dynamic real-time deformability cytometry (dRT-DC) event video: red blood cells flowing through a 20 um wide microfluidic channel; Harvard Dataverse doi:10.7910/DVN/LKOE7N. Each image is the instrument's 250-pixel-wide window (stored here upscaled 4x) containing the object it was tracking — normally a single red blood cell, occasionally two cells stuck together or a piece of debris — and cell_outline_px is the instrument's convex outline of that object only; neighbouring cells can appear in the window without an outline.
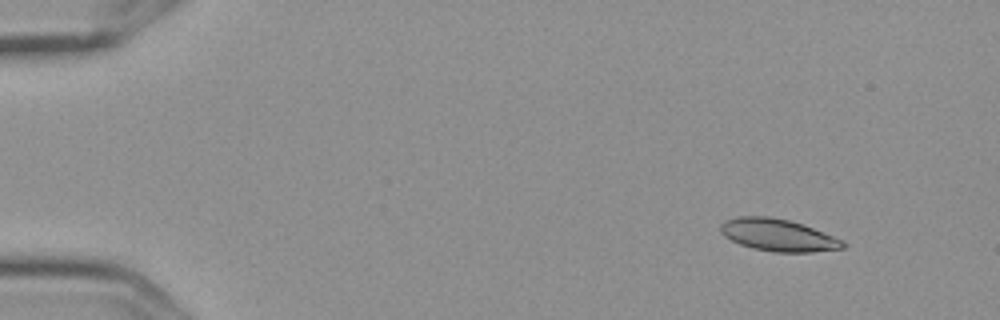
{"species": "Egyptian fruit bat (a non-hibernating species)", "species_latin": "Rousettus aegyptiacus", "temperature_condition": "cold", "stored_images_in_passage": 5, "camera_frame_rate_fps": 3000, "um_per_image_px": 0.085, "frame": {"image": 1, "passage_image": 2, "time_ms": 0.333, "image_size_px": [1000, 320], "cell_outline_px": [[848, 244], [844, 248], [812, 252], [772, 252], [752, 248], [740, 244], [724, 236], [720, 232], [720, 224], [724, 220], [740, 216], [768, 216], [788, 220], [804, 224], [844, 240]], "centroid_in_image_um": [66.16, 19.98], "position_along_channel_um": 18.8, "area_um2": 23.18}}
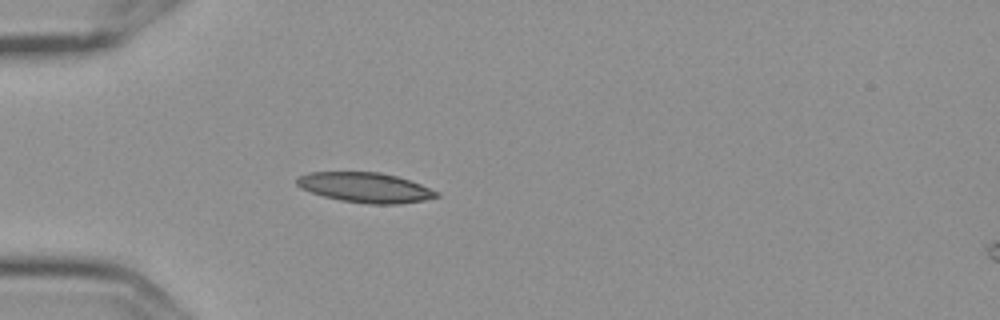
{"frame": {"image": 2, "passage_image": 5, "time_ms": 1.333, "image_size_px": [1000, 320], "cell_outline_px": [[440, 196], [424, 200], [400, 204], [368, 204], [340, 200], [324, 196], [300, 188], [296, 184], [296, 176], [308, 172], [380, 172], [396, 176], [420, 184], [440, 192]], "centroid_in_image_um": [31.04, 15.94], "position_along_channel_um": 54.0, "area_um2": 24.45}}